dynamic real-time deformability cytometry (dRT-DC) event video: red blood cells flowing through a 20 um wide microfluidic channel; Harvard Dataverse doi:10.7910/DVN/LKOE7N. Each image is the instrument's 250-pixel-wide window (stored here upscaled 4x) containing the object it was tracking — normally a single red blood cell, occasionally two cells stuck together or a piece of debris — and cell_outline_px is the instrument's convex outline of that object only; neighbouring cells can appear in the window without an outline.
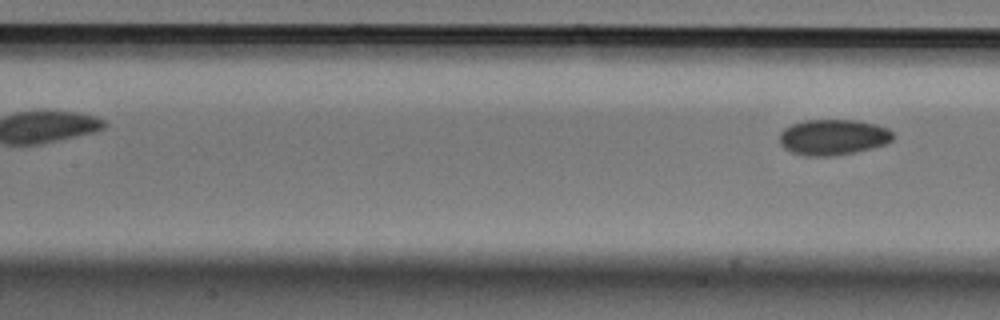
{"species": "Egyptian fruit bat (a non-hibernating species)", "species_latin": "Rousettus aegyptiacus", "temperature_condition": "cold", "stored_images_in_passage": 5, "segment_of_instrument_passage": [2, 2], "camera_frame_rate_fps": 3000, "um_per_image_px": 0.085, "animal": {"sex": "male"}, "frame": {"image": 1, "passage_image": 5, "time_ms": 1.333, "image_size_px": [1000, 320], "cell_outline_px": [[892, 140], [888, 144], [856, 152], [832, 156], [804, 156], [792, 152], [784, 148], [780, 144], [780, 132], [784, 128], [792, 124], [804, 120], [856, 120], [876, 124], [888, 128], [892, 132]], "centroid_in_image_um": [70.82, 11.66], "position_along_channel_um": 136.6, "area_um2": 23.81}}